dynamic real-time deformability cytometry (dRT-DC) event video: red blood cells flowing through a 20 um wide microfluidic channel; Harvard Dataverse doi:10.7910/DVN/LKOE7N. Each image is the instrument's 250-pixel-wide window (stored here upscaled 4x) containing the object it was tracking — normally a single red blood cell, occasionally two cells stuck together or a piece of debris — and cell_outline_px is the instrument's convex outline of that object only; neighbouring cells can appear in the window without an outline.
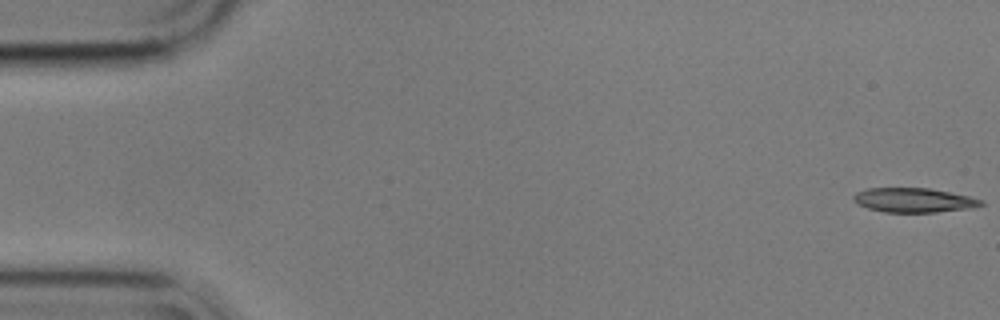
{"species": "common noctule bat (a hibernating species)", "species_latin": "Nyctalus noctula", "temperature_condition": "cold", "stored_images_in_passage": 8, "camera_frame_rate_fps": 3000, "um_per_image_px": 0.085, "animal": {"sex": "male", "body_mass_g": 17.9}, "frame": {"image": 1, "passage_image": 1, "time_ms": 0.0, "image_size_px": [1000, 320], "cell_outline_px": [[984, 204], [972, 208], [936, 212], [884, 212], [868, 208], [856, 204], [852, 200], [852, 196], [856, 192], [868, 188], [928, 188], [968, 196], [984, 200]], "centroid_in_image_um": [77.64, 17.01], "position_along_channel_um": 7.4, "area_um2": 18.15}}